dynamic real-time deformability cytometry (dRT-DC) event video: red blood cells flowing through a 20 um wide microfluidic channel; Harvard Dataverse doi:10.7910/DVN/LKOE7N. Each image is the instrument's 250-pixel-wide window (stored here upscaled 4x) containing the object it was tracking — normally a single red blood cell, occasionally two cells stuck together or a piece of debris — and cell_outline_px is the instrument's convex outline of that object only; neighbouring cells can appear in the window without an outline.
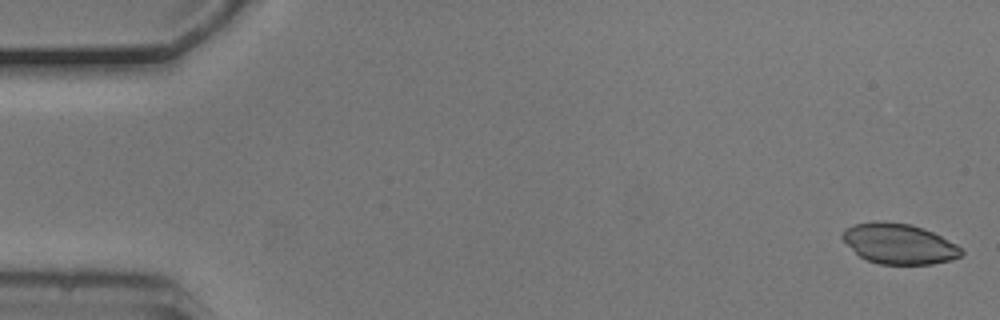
{"species": "common noctule bat (a hibernating species)", "species_latin": "Nyctalus noctula", "temperature_condition": "cold", "stored_images_in_passage": 5, "camera_frame_rate_fps": 3000, "um_per_image_px": 0.085, "animal": {"sex": "male", "body_mass_g": 20.5, "forearm_length_mm": 52.5}, "frame": {"image": 1, "passage_image": 1, "time_ms": 0.0, "image_size_px": [1000, 320], "cell_outline_px": [[964, 252], [960, 256], [952, 260], [932, 264], [880, 264], [868, 260], [860, 256], [840, 236], [840, 232], [844, 228], [852, 224], [876, 220], [880, 220], [912, 224], [924, 228], [956, 244]], "centroid_in_image_um": [76.39, 20.69], "position_along_channel_um": 8.6, "area_um2": 28.09}}
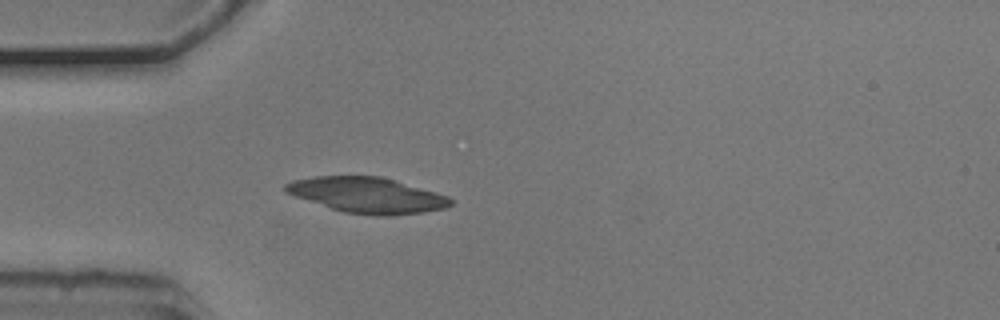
{"frame": {"image": 2, "passage_image": 5, "time_ms": 1.333, "image_size_px": [1000, 320], "cell_outline_px": [[452, 204], [444, 208], [424, 212], [388, 216], [376, 216], [344, 212], [284, 192], [284, 184], [292, 180], [316, 176], [380, 176], [436, 192], [448, 196], [452, 200]], "centroid_in_image_um": [31.21, 16.58], "position_along_channel_um": 53.8, "area_um2": 33.93}}